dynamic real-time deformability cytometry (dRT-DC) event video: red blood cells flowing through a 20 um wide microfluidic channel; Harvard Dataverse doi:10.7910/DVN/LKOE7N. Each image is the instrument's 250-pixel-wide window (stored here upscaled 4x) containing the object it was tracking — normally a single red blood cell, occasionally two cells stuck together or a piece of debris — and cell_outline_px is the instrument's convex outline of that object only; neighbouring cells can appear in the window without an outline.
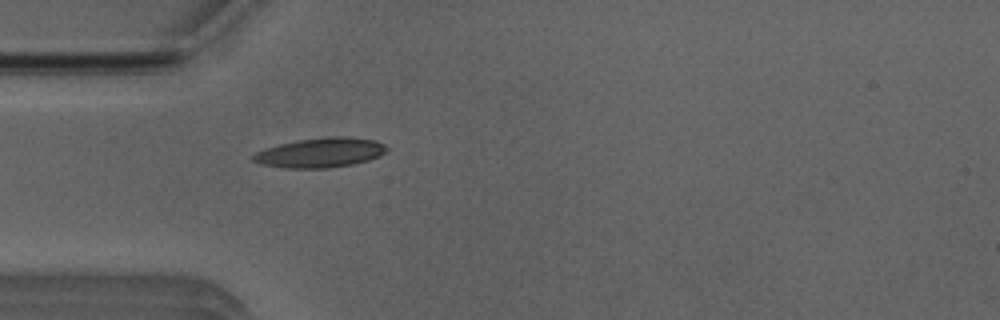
{"species": "Egyptian fruit bat (a non-hibernating species)", "species_latin": "Rousettus aegyptiacus", "temperature_condition": "room temperature", "stored_images_in_passage": 37, "camera_frame_rate_fps": 3000, "um_per_image_px": 0.085, "animal": {"sex": "male"}, "frame": {"image": 1, "passage_image": 2, "time_ms": 0.333, "image_size_px": [1000, 320], "cell_outline_px": [[388, 148], [380, 156], [368, 160], [352, 164], [324, 168], [284, 168], [260, 164], [252, 160], [252, 156], [256, 152], [264, 148], [280, 144], [300, 140], [328, 136], [344, 136], [376, 140], [384, 144]], "centroid_in_image_um": [27.22, 12.97], "position_along_channel_um": 57.8, "area_um2": 23.0}}
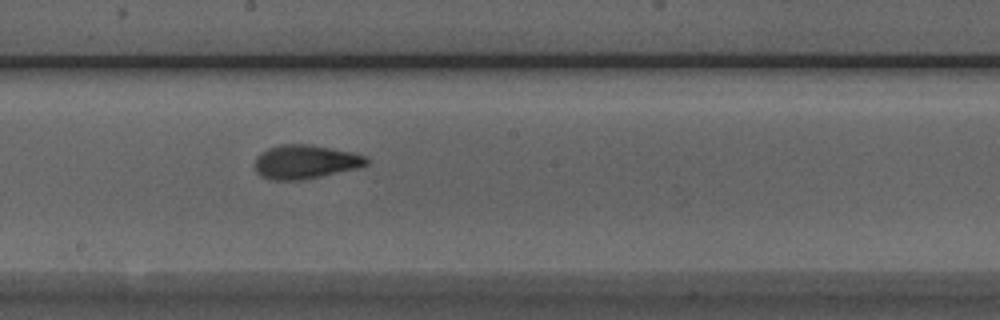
{"frame": {"image": 2, "passage_image": 15, "time_ms": 4.667, "image_size_px": [1000, 320], "cell_outline_px": [[368, 164], [356, 168], [320, 176], [300, 180], [272, 180], [260, 176], [256, 172], [256, 156], [260, 152], [268, 148], [280, 144], [312, 144], [352, 152], [368, 156]], "centroid_in_image_um": [25.94, 13.74], "position_along_channel_um": 222.3, "area_um2": 22.08}}
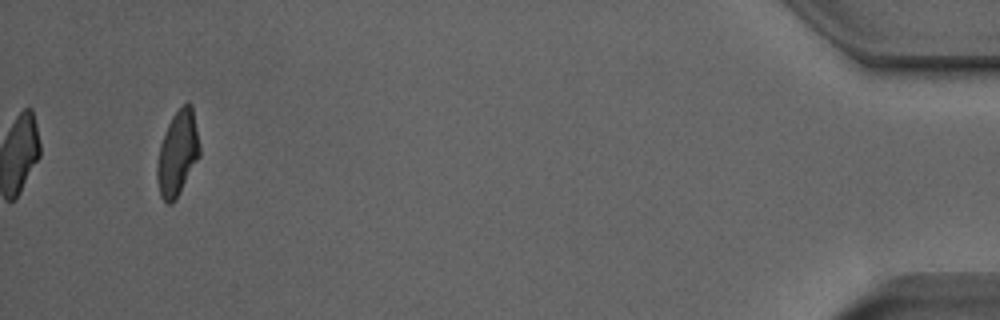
{"frame": {"image": 3, "passage_image": 37, "time_ms": 12.0, "image_size_px": [1000, 320], "cell_outline_px": [[200, 156], [176, 200], [172, 204], [168, 204], [160, 196], [156, 180], [156, 168], [160, 144], [168, 124], [172, 116], [188, 100], [192, 104], [200, 148]], "centroid_in_image_um": [15.09, 13.06], "position_along_channel_um": 420.1, "area_um2": 21.15}, "authors_computed_cell_mechanics": {"area_um2": 21.5016, "velocity_mm_per_s": 3.8478, "shape_relaxation_time_tau1_ms": 4.3404, "shape_relaxation_time_tau2_ms": 1.265, "deformation_change_tau1": 0.1812, "deformation_change_tau2": 0.0777}}